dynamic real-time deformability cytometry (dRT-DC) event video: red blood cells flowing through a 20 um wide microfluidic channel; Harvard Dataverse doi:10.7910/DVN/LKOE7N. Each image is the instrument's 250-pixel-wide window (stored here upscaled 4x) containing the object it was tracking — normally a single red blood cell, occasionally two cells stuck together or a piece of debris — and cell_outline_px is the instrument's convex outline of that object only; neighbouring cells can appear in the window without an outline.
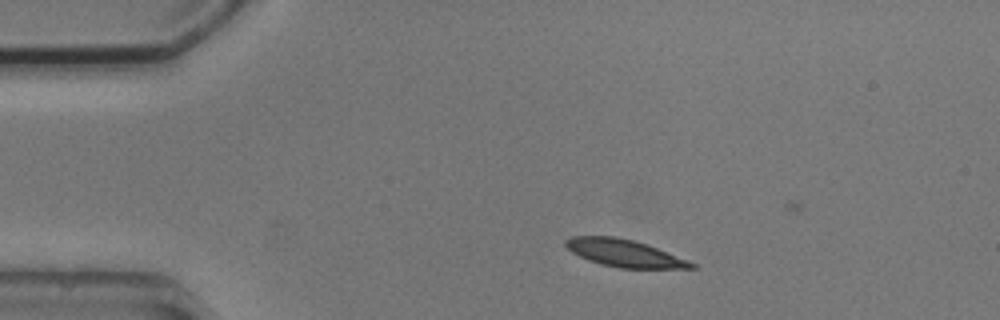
{"species": "common noctule bat (a hibernating species)", "species_latin": "Nyctalus noctula", "temperature_condition": "cold", "stored_images_in_passage": 3, "camera_frame_rate_fps": 3000, "um_per_image_px": 0.085, "animal": {"sex": "male", "body_mass_g": 20.5, "forearm_length_mm": 52.5}, "frame": {"image": 1, "passage_image": 2, "time_ms": 1.667, "image_size_px": [1000, 320], "cell_outline_px": [[696, 268], [620, 268], [600, 264], [588, 260], [572, 252], [564, 244], [564, 240], [572, 236], [616, 236], [632, 240], [656, 248], [688, 260], [696, 264]], "centroid_in_image_um": [53.03, 21.52], "position_along_channel_um": 32.0, "area_um2": 19.77}}